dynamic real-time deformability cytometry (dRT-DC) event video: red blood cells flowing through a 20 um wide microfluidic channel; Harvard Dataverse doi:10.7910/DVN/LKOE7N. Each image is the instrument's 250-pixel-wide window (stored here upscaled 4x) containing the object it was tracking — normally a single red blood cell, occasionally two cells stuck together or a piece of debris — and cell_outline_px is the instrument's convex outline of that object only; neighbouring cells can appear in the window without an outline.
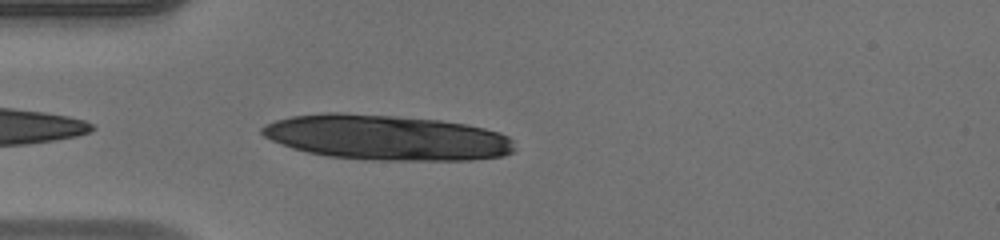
{"species": "human", "species_latin": "Homo sapiens", "temperature_condition": "warm", "stored_images_in_passage": 31, "camera_frame_rate_fps": 3000, "um_per_image_px": 0.085, "donor": {"sex": "male"}, "frame": {"image": 1, "passage_image": 1, "time_ms": 0.0, "image_size_px": [1000, 240], "cell_outline_px": [[516, 148], [512, 152], [504, 156], [472, 160], [372, 160], [328, 156], [308, 152], [292, 148], [280, 144], [264, 136], [260, 132], [260, 128], [276, 120], [292, 116], [324, 112], [340, 112], [396, 116], [440, 120], [464, 124], [484, 128], [500, 132], [508, 136], [512, 140]], "centroid_in_image_um": [32.88, 11.69], "position_along_channel_um": 52.1, "area_um2": 66.7}}